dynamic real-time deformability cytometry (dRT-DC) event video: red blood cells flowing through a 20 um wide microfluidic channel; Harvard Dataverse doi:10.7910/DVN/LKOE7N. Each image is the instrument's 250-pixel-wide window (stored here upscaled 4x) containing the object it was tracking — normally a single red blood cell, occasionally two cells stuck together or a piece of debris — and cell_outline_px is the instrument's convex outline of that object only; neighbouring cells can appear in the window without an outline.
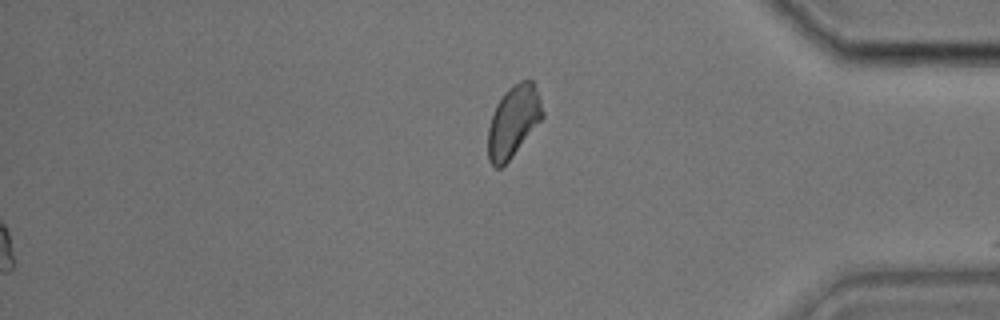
{"species": "common noctule bat (a hibernating species)", "species_latin": "Nyctalus noctula", "temperature_condition": "cold", "stored_images_in_passage": 33, "segment_of_instrument_passage": [2, 2], "camera_frame_rate_fps": 3000, "um_per_image_px": 0.085, "animal": {"sex": "male", "body_mass_g": 17.9, "forearm_length_mm": 54.2}, "frame": {"image": 1, "passage_image": 33, "time_ms": 10.667, "image_size_px": [1000, 320], "cell_outline_px": [[544, 116], [512, 156], [500, 168], [496, 168], [488, 160], [488, 128], [496, 104], [504, 92], [512, 84], [520, 80], [532, 80], [540, 100], [544, 112]], "centroid_in_image_um": [43.62, 10.29], "position_along_channel_um": 391.6, "area_um2": 22.43}}